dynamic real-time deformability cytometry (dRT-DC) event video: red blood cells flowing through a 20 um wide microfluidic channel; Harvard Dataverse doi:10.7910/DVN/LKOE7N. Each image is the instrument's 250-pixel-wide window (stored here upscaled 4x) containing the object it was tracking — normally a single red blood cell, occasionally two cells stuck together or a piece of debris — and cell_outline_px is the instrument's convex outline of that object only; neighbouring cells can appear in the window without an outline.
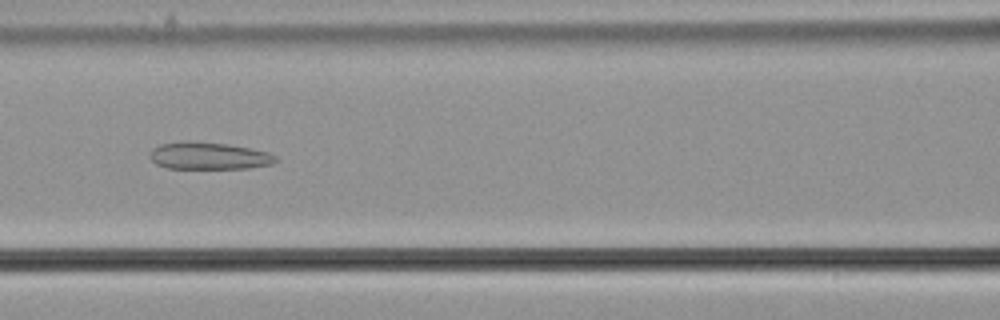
{"species": "common noctule bat (a hibernating species)", "species_latin": "Nyctalus noctula", "temperature_condition": "cold", "stored_images_in_passage": 37, "camera_frame_rate_fps": 3000, "um_per_image_px": 0.085, "animal": {"sex": "male", "body_mass_g": 21.5, "forearm_length_mm": 52.0}, "frame": {"image": 1, "passage_image": 13, "time_ms": 4.0, "image_size_px": [1000, 320], "cell_outline_px": [[276, 160], [272, 164], [248, 168], [168, 168], [156, 164], [152, 160], [152, 148], [160, 144], [228, 144], [268, 152], [276, 156]], "centroid_in_image_um": [17.82, 13.29], "position_along_channel_um": 148.8, "area_um2": 18.79}}
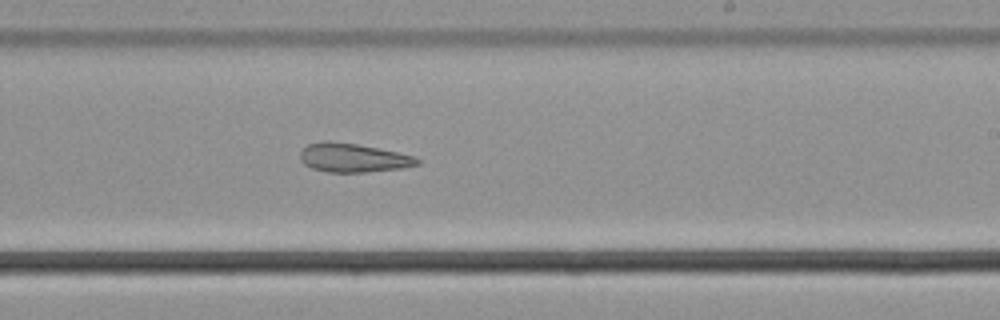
{"frame": {"image": 2, "passage_image": 22, "time_ms": 7.0, "image_size_px": [1000, 320], "cell_outline_px": [[420, 164], [404, 168], [364, 172], [328, 172], [312, 168], [304, 164], [300, 160], [300, 152], [308, 144], [324, 140], [328, 140], [356, 144], [396, 152], [412, 156], [420, 160]], "centroid_in_image_um": [29.98, 13.41], "position_along_channel_um": 259.0, "area_um2": 19.54}}
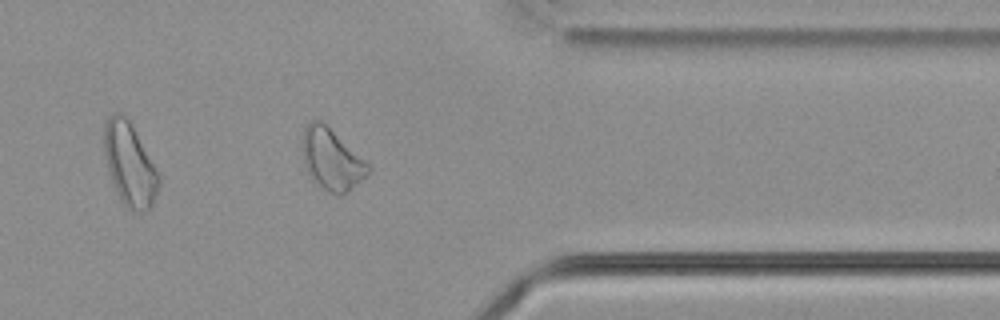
{"frame": {"image": 3, "passage_image": 33, "time_ms": 10.667, "image_size_px": [1000, 320], "cell_outline_px": [[372, 172], [368, 176], [348, 192], [340, 196], [328, 192], [308, 172], [304, 164], [304, 128], [312, 120], [320, 120], [368, 164], [372, 168]], "centroid_in_image_um": [28.24, 13.6], "position_along_channel_um": 383.2, "area_um2": 22.66}}